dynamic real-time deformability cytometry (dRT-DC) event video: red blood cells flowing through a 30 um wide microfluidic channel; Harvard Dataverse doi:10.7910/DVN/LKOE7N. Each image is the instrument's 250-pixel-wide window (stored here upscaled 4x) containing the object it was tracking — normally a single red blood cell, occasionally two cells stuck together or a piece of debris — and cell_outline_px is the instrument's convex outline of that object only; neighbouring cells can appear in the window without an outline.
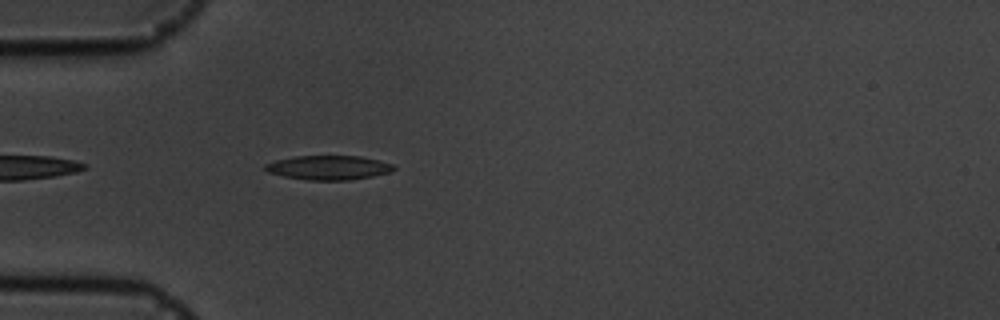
{"species": "common noctule bat (a hibernating species)", "species_latin": "Nyctalus noctula", "temperature_condition": "cold", "stored_images_in_passage": 40, "camera_frame_rate_fps": 3000, "um_per_image_px": 0.085, "animal": {"sex": "male", "body_mass_g": 19.5, "forearm_length_mm": 54.6}, "frame": {"image": 1, "passage_image": 1, "time_ms": 0.0, "image_size_px": [1000, 320], "cell_outline_px": [[396, 168], [388, 172], [372, 176], [348, 180], [308, 180], [284, 176], [268, 172], [264, 168], [264, 164], [276, 160], [296, 156], [360, 156], [380, 160], [392, 164]], "centroid_in_image_um": [27.92, 14.24], "position_along_channel_um": 57.1, "area_um2": 18.03}}
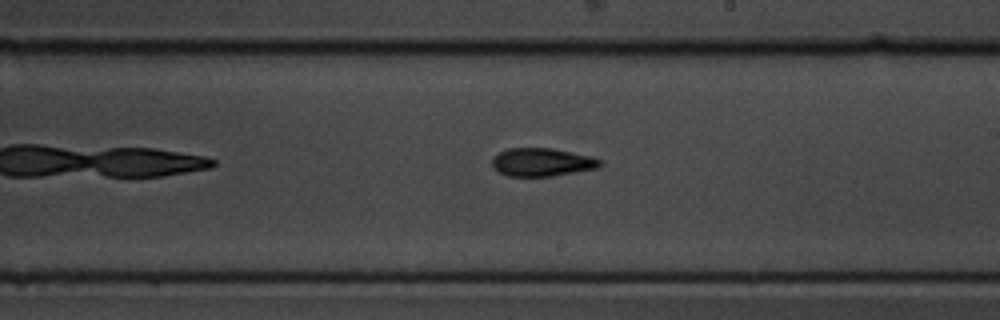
{"frame": {"image": 2, "passage_image": 17, "time_ms": 5.333, "image_size_px": [1000, 320], "cell_outline_px": [[604, 164], [596, 168], [552, 176], [508, 176], [500, 172], [492, 164], [492, 160], [500, 152], [508, 148], [552, 148], [588, 156], [600, 160]], "centroid_in_image_um": [46.07, 13.78], "position_along_channel_um": 242.9, "area_um2": 17.34}}
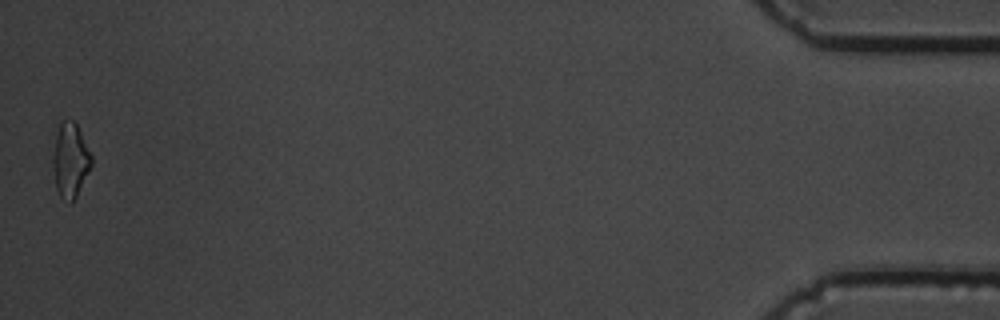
{"frame": {"image": 3, "passage_image": 40, "time_ms": 13.0, "image_size_px": [1000, 320], "cell_outline_px": [[92, 164], [72, 204], [68, 204], [60, 196], [56, 188], [52, 164], [52, 156], [56, 132], [60, 124], [64, 120], [72, 120], [76, 124], [92, 156]], "centroid_in_image_um": [5.95, 13.65], "position_along_channel_um": 429.2, "area_um2": 16.65}, "authors_computed_cell_mechanics": {"area_um2": 17.2822, "velocity_mm_per_s": 3.5938, "shape_relaxation_time_tau1_ms": 5.0567, "shape_relaxation_time_tau2_ms": 5.5413, "deformation_change_tau1": 0.1573, "deformation_change_tau2": 0.14}}